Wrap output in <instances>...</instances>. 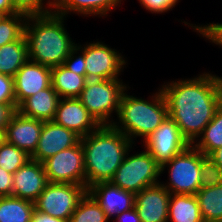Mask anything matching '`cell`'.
<instances>
[{"instance_id":"1","label":"cell","mask_w":222,"mask_h":222,"mask_svg":"<svg viewBox=\"0 0 222 222\" xmlns=\"http://www.w3.org/2000/svg\"><path fill=\"white\" fill-rule=\"evenodd\" d=\"M161 88L168 106V116L193 145L222 104L218 76L205 72L192 79L172 81Z\"/></svg>"},{"instance_id":"2","label":"cell","mask_w":222,"mask_h":222,"mask_svg":"<svg viewBox=\"0 0 222 222\" xmlns=\"http://www.w3.org/2000/svg\"><path fill=\"white\" fill-rule=\"evenodd\" d=\"M80 141L84 150L86 188L109 182L133 145L113 125H100Z\"/></svg>"},{"instance_id":"3","label":"cell","mask_w":222,"mask_h":222,"mask_svg":"<svg viewBox=\"0 0 222 222\" xmlns=\"http://www.w3.org/2000/svg\"><path fill=\"white\" fill-rule=\"evenodd\" d=\"M64 16L53 11L42 16L27 17L24 36L29 60L53 68L63 65L76 46L64 27Z\"/></svg>"},{"instance_id":"4","label":"cell","mask_w":222,"mask_h":222,"mask_svg":"<svg viewBox=\"0 0 222 222\" xmlns=\"http://www.w3.org/2000/svg\"><path fill=\"white\" fill-rule=\"evenodd\" d=\"M117 117L119 121L112 125L133 144V138L137 136L146 140L168 117V106L161 88L152 96L151 102L124 92Z\"/></svg>"},{"instance_id":"5","label":"cell","mask_w":222,"mask_h":222,"mask_svg":"<svg viewBox=\"0 0 222 222\" xmlns=\"http://www.w3.org/2000/svg\"><path fill=\"white\" fill-rule=\"evenodd\" d=\"M126 85L120 79L87 80L78 99L100 125H112L111 113L118 115Z\"/></svg>"},{"instance_id":"6","label":"cell","mask_w":222,"mask_h":222,"mask_svg":"<svg viewBox=\"0 0 222 222\" xmlns=\"http://www.w3.org/2000/svg\"><path fill=\"white\" fill-rule=\"evenodd\" d=\"M128 152L130 151H127L122 164L110 182L134 194L144 188L159 184L158 178L162 173L161 166L151 154L146 149L144 152L131 156L128 155Z\"/></svg>"},{"instance_id":"7","label":"cell","mask_w":222,"mask_h":222,"mask_svg":"<svg viewBox=\"0 0 222 222\" xmlns=\"http://www.w3.org/2000/svg\"><path fill=\"white\" fill-rule=\"evenodd\" d=\"M205 157L190 145L161 166V172L167 167L170 174V182L162 185L171 194L195 195L201 189V162Z\"/></svg>"},{"instance_id":"8","label":"cell","mask_w":222,"mask_h":222,"mask_svg":"<svg viewBox=\"0 0 222 222\" xmlns=\"http://www.w3.org/2000/svg\"><path fill=\"white\" fill-rule=\"evenodd\" d=\"M86 192L87 188L79 184L48 182L34 202L35 209L52 217L69 221Z\"/></svg>"},{"instance_id":"9","label":"cell","mask_w":222,"mask_h":222,"mask_svg":"<svg viewBox=\"0 0 222 222\" xmlns=\"http://www.w3.org/2000/svg\"><path fill=\"white\" fill-rule=\"evenodd\" d=\"M42 163L48 182L79 184L86 187L85 159L81 141Z\"/></svg>"},{"instance_id":"10","label":"cell","mask_w":222,"mask_h":222,"mask_svg":"<svg viewBox=\"0 0 222 222\" xmlns=\"http://www.w3.org/2000/svg\"><path fill=\"white\" fill-rule=\"evenodd\" d=\"M76 46L84 53L87 80L118 79L126 61L117 50L99 41L86 44L84 48Z\"/></svg>"},{"instance_id":"11","label":"cell","mask_w":222,"mask_h":222,"mask_svg":"<svg viewBox=\"0 0 222 222\" xmlns=\"http://www.w3.org/2000/svg\"><path fill=\"white\" fill-rule=\"evenodd\" d=\"M146 150L162 166L191 144L182 135L179 127L169 116L144 141Z\"/></svg>"},{"instance_id":"12","label":"cell","mask_w":222,"mask_h":222,"mask_svg":"<svg viewBox=\"0 0 222 222\" xmlns=\"http://www.w3.org/2000/svg\"><path fill=\"white\" fill-rule=\"evenodd\" d=\"M44 121L29 118L15 111L4 130V140L26 152L35 153Z\"/></svg>"},{"instance_id":"13","label":"cell","mask_w":222,"mask_h":222,"mask_svg":"<svg viewBox=\"0 0 222 222\" xmlns=\"http://www.w3.org/2000/svg\"><path fill=\"white\" fill-rule=\"evenodd\" d=\"M80 138L74 131L55 123L53 120L44 122L36 151L31 159L42 163L60 151L75 146Z\"/></svg>"},{"instance_id":"14","label":"cell","mask_w":222,"mask_h":222,"mask_svg":"<svg viewBox=\"0 0 222 222\" xmlns=\"http://www.w3.org/2000/svg\"><path fill=\"white\" fill-rule=\"evenodd\" d=\"M53 121L80 137L87 136L100 126L78 98H61Z\"/></svg>"},{"instance_id":"15","label":"cell","mask_w":222,"mask_h":222,"mask_svg":"<svg viewBox=\"0 0 222 222\" xmlns=\"http://www.w3.org/2000/svg\"><path fill=\"white\" fill-rule=\"evenodd\" d=\"M171 193L159 183L135 194L134 208L141 222H168Z\"/></svg>"},{"instance_id":"16","label":"cell","mask_w":222,"mask_h":222,"mask_svg":"<svg viewBox=\"0 0 222 222\" xmlns=\"http://www.w3.org/2000/svg\"><path fill=\"white\" fill-rule=\"evenodd\" d=\"M13 78L18 107L24 100L51 85V68L28 60Z\"/></svg>"},{"instance_id":"17","label":"cell","mask_w":222,"mask_h":222,"mask_svg":"<svg viewBox=\"0 0 222 222\" xmlns=\"http://www.w3.org/2000/svg\"><path fill=\"white\" fill-rule=\"evenodd\" d=\"M47 183L43 163L30 159L13 174L12 196L35 202Z\"/></svg>"},{"instance_id":"18","label":"cell","mask_w":222,"mask_h":222,"mask_svg":"<svg viewBox=\"0 0 222 222\" xmlns=\"http://www.w3.org/2000/svg\"><path fill=\"white\" fill-rule=\"evenodd\" d=\"M87 192L99 204L107 218L115 217L134 208L135 194L109 182H98L87 188Z\"/></svg>"},{"instance_id":"19","label":"cell","mask_w":222,"mask_h":222,"mask_svg":"<svg viewBox=\"0 0 222 222\" xmlns=\"http://www.w3.org/2000/svg\"><path fill=\"white\" fill-rule=\"evenodd\" d=\"M60 96L52 85L24 100L17 110L21 115L44 122L54 119Z\"/></svg>"},{"instance_id":"20","label":"cell","mask_w":222,"mask_h":222,"mask_svg":"<svg viewBox=\"0 0 222 222\" xmlns=\"http://www.w3.org/2000/svg\"><path fill=\"white\" fill-rule=\"evenodd\" d=\"M53 12L66 16L70 13H78L83 15H100L106 16L116 6L121 4V0H52Z\"/></svg>"},{"instance_id":"21","label":"cell","mask_w":222,"mask_h":222,"mask_svg":"<svg viewBox=\"0 0 222 222\" xmlns=\"http://www.w3.org/2000/svg\"><path fill=\"white\" fill-rule=\"evenodd\" d=\"M87 78L68 70L63 65L51 68V85L60 98H78Z\"/></svg>"},{"instance_id":"22","label":"cell","mask_w":222,"mask_h":222,"mask_svg":"<svg viewBox=\"0 0 222 222\" xmlns=\"http://www.w3.org/2000/svg\"><path fill=\"white\" fill-rule=\"evenodd\" d=\"M204 222L195 195L171 194L168 206V221Z\"/></svg>"},{"instance_id":"23","label":"cell","mask_w":222,"mask_h":222,"mask_svg":"<svg viewBox=\"0 0 222 222\" xmlns=\"http://www.w3.org/2000/svg\"><path fill=\"white\" fill-rule=\"evenodd\" d=\"M28 60V46L23 35L19 40L0 47V74L14 77Z\"/></svg>"},{"instance_id":"24","label":"cell","mask_w":222,"mask_h":222,"mask_svg":"<svg viewBox=\"0 0 222 222\" xmlns=\"http://www.w3.org/2000/svg\"><path fill=\"white\" fill-rule=\"evenodd\" d=\"M195 196L204 222H222V184L201 188Z\"/></svg>"},{"instance_id":"25","label":"cell","mask_w":222,"mask_h":222,"mask_svg":"<svg viewBox=\"0 0 222 222\" xmlns=\"http://www.w3.org/2000/svg\"><path fill=\"white\" fill-rule=\"evenodd\" d=\"M34 202L14 196L0 197V222H31Z\"/></svg>"},{"instance_id":"26","label":"cell","mask_w":222,"mask_h":222,"mask_svg":"<svg viewBox=\"0 0 222 222\" xmlns=\"http://www.w3.org/2000/svg\"><path fill=\"white\" fill-rule=\"evenodd\" d=\"M202 136V137H201ZM201 138L193 146L205 156L222 147V104L216 110L213 119L206 125Z\"/></svg>"},{"instance_id":"27","label":"cell","mask_w":222,"mask_h":222,"mask_svg":"<svg viewBox=\"0 0 222 222\" xmlns=\"http://www.w3.org/2000/svg\"><path fill=\"white\" fill-rule=\"evenodd\" d=\"M105 212L101 209L94 198L86 192L80 199L69 222H108Z\"/></svg>"},{"instance_id":"28","label":"cell","mask_w":222,"mask_h":222,"mask_svg":"<svg viewBox=\"0 0 222 222\" xmlns=\"http://www.w3.org/2000/svg\"><path fill=\"white\" fill-rule=\"evenodd\" d=\"M27 16L17 13L5 15L0 21V47L19 40L24 35Z\"/></svg>"},{"instance_id":"29","label":"cell","mask_w":222,"mask_h":222,"mask_svg":"<svg viewBox=\"0 0 222 222\" xmlns=\"http://www.w3.org/2000/svg\"><path fill=\"white\" fill-rule=\"evenodd\" d=\"M31 157L23 150L13 144L3 141L0 145V167L5 171L14 174Z\"/></svg>"},{"instance_id":"30","label":"cell","mask_w":222,"mask_h":222,"mask_svg":"<svg viewBox=\"0 0 222 222\" xmlns=\"http://www.w3.org/2000/svg\"><path fill=\"white\" fill-rule=\"evenodd\" d=\"M11 4L17 13H21L27 17L46 15L53 10V1L50 0L47 2L49 9L45 7L43 0H11Z\"/></svg>"},{"instance_id":"31","label":"cell","mask_w":222,"mask_h":222,"mask_svg":"<svg viewBox=\"0 0 222 222\" xmlns=\"http://www.w3.org/2000/svg\"><path fill=\"white\" fill-rule=\"evenodd\" d=\"M222 184V169L208 156L201 162V188Z\"/></svg>"},{"instance_id":"32","label":"cell","mask_w":222,"mask_h":222,"mask_svg":"<svg viewBox=\"0 0 222 222\" xmlns=\"http://www.w3.org/2000/svg\"><path fill=\"white\" fill-rule=\"evenodd\" d=\"M0 103L16 105L14 78L5 74H0Z\"/></svg>"},{"instance_id":"33","label":"cell","mask_w":222,"mask_h":222,"mask_svg":"<svg viewBox=\"0 0 222 222\" xmlns=\"http://www.w3.org/2000/svg\"><path fill=\"white\" fill-rule=\"evenodd\" d=\"M77 51H79V49L77 46H75L71 50V52L69 53L68 57L65 59L63 66L78 75L86 77V70H85L86 66H85L84 53L82 51H80L81 55L79 54V56L76 57L74 55L79 53Z\"/></svg>"},{"instance_id":"34","label":"cell","mask_w":222,"mask_h":222,"mask_svg":"<svg viewBox=\"0 0 222 222\" xmlns=\"http://www.w3.org/2000/svg\"><path fill=\"white\" fill-rule=\"evenodd\" d=\"M139 2L146 10L158 14L171 10L179 0H139Z\"/></svg>"},{"instance_id":"35","label":"cell","mask_w":222,"mask_h":222,"mask_svg":"<svg viewBox=\"0 0 222 222\" xmlns=\"http://www.w3.org/2000/svg\"><path fill=\"white\" fill-rule=\"evenodd\" d=\"M194 30L206 37L210 42L222 46V26H191Z\"/></svg>"},{"instance_id":"36","label":"cell","mask_w":222,"mask_h":222,"mask_svg":"<svg viewBox=\"0 0 222 222\" xmlns=\"http://www.w3.org/2000/svg\"><path fill=\"white\" fill-rule=\"evenodd\" d=\"M13 174L0 167V197L12 196Z\"/></svg>"},{"instance_id":"37","label":"cell","mask_w":222,"mask_h":222,"mask_svg":"<svg viewBox=\"0 0 222 222\" xmlns=\"http://www.w3.org/2000/svg\"><path fill=\"white\" fill-rule=\"evenodd\" d=\"M17 110V105L0 103V131H4L12 114Z\"/></svg>"},{"instance_id":"38","label":"cell","mask_w":222,"mask_h":222,"mask_svg":"<svg viewBox=\"0 0 222 222\" xmlns=\"http://www.w3.org/2000/svg\"><path fill=\"white\" fill-rule=\"evenodd\" d=\"M31 222H69V221L52 217L48 214H45L43 212L34 209L32 213Z\"/></svg>"},{"instance_id":"39","label":"cell","mask_w":222,"mask_h":222,"mask_svg":"<svg viewBox=\"0 0 222 222\" xmlns=\"http://www.w3.org/2000/svg\"><path fill=\"white\" fill-rule=\"evenodd\" d=\"M116 218L117 221L114 219L115 222H141V219L139 218L135 208L117 215Z\"/></svg>"},{"instance_id":"40","label":"cell","mask_w":222,"mask_h":222,"mask_svg":"<svg viewBox=\"0 0 222 222\" xmlns=\"http://www.w3.org/2000/svg\"><path fill=\"white\" fill-rule=\"evenodd\" d=\"M0 12L4 15L17 14L11 4V0H0Z\"/></svg>"},{"instance_id":"41","label":"cell","mask_w":222,"mask_h":222,"mask_svg":"<svg viewBox=\"0 0 222 222\" xmlns=\"http://www.w3.org/2000/svg\"><path fill=\"white\" fill-rule=\"evenodd\" d=\"M210 157L222 169V147L212 152Z\"/></svg>"},{"instance_id":"42","label":"cell","mask_w":222,"mask_h":222,"mask_svg":"<svg viewBox=\"0 0 222 222\" xmlns=\"http://www.w3.org/2000/svg\"><path fill=\"white\" fill-rule=\"evenodd\" d=\"M4 141V131H0V145Z\"/></svg>"},{"instance_id":"43","label":"cell","mask_w":222,"mask_h":222,"mask_svg":"<svg viewBox=\"0 0 222 222\" xmlns=\"http://www.w3.org/2000/svg\"><path fill=\"white\" fill-rule=\"evenodd\" d=\"M204 26H222L221 23H211V24H207V25H204Z\"/></svg>"},{"instance_id":"44","label":"cell","mask_w":222,"mask_h":222,"mask_svg":"<svg viewBox=\"0 0 222 222\" xmlns=\"http://www.w3.org/2000/svg\"><path fill=\"white\" fill-rule=\"evenodd\" d=\"M218 78H219V81H220L221 93H222V77H219V76H218Z\"/></svg>"},{"instance_id":"45","label":"cell","mask_w":222,"mask_h":222,"mask_svg":"<svg viewBox=\"0 0 222 222\" xmlns=\"http://www.w3.org/2000/svg\"><path fill=\"white\" fill-rule=\"evenodd\" d=\"M4 16H5V15L0 12V21H1V19H2Z\"/></svg>"}]
</instances>
